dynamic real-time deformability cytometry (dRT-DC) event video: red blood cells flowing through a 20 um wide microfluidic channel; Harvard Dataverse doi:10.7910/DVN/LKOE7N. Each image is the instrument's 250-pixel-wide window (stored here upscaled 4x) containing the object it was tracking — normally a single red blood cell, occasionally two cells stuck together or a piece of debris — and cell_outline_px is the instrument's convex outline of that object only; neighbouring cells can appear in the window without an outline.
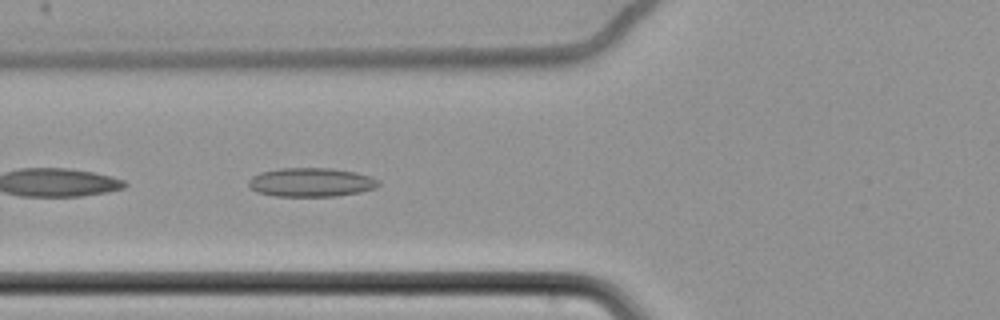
{"species": "common noctule bat (a hibernating species)", "species_latin": "Nyctalus noctula", "temperature_condition": "cold", "stored_images_in_passage": 42, "segment_of_instrument_passage": [1, 2], "camera_frame_rate_fps": 3000, "um_per_image_px": 0.085, "animal": {"sex": "female", "body_mass_g": 22.7, "forearm_length_mm": 54.2}, "frame": {"image": 1, "passage_image": 4, "time_ms": 1.0, "image_size_px": [1000, 320], "cell_outline_px": [[380, 184], [376, 188], [360, 192], [336, 196], [276, 196], [256, 192], [248, 184], [248, 180], [252, 176], [260, 172], [280, 168], [332, 168], [356, 172], [372, 176], [380, 180]], "centroid_in_image_um": [26.47, 15.49], "position_along_channel_um": 99.3, "area_um2": 22.08}}
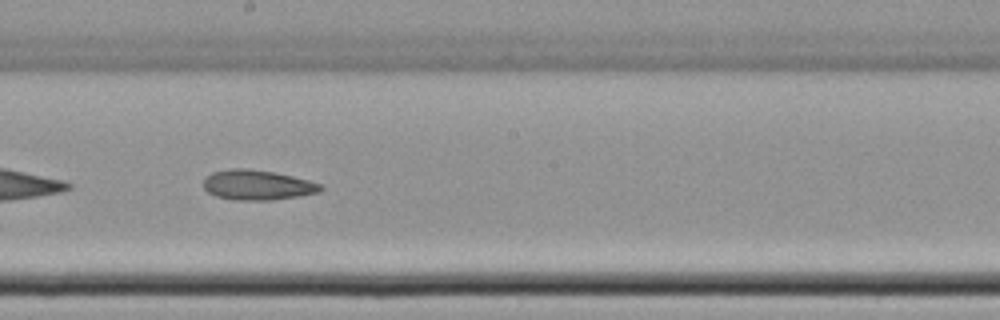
{"frame": {"image": 2, "passage_image": 15, "time_ms": 4.667, "image_size_px": [1000, 320], "cell_outline_px": [[324, 188], [320, 192], [300, 196], [272, 200], [232, 200], [216, 196], [208, 192], [204, 188], [204, 180], [212, 172], [228, 168], [248, 168], [276, 172], [308, 180], [320, 184]], "centroid_in_image_um": [21.88, 15.72], "position_along_channel_um": 226.3, "area_um2": 20.63}}
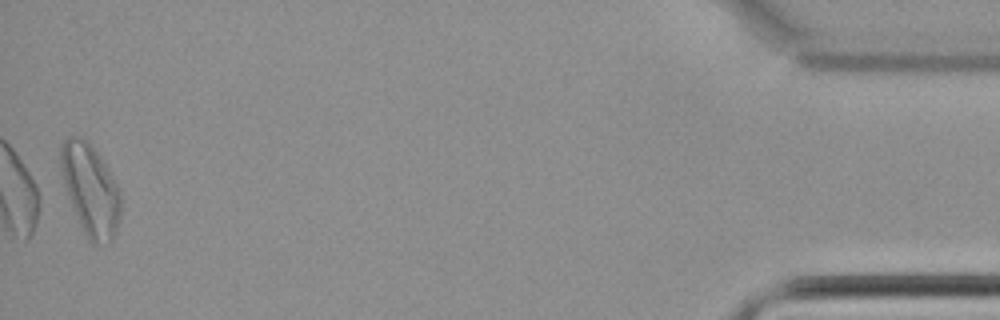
{"frame": {"image": 3, "passage_image": 40, "time_ms": 13.0, "image_size_px": [1000, 320], "cell_outline_px": [[120, 220], [116, 232], [112, 240], [108, 244], [96, 244], [88, 240], [80, 224], [68, 196], [60, 176], [60, 144], [68, 136], [76, 136], [84, 140], [104, 160], [120, 192]], "centroid_in_image_um": [7.67, 16.14], "position_along_channel_um": 427.5, "area_um2": 31.91}}